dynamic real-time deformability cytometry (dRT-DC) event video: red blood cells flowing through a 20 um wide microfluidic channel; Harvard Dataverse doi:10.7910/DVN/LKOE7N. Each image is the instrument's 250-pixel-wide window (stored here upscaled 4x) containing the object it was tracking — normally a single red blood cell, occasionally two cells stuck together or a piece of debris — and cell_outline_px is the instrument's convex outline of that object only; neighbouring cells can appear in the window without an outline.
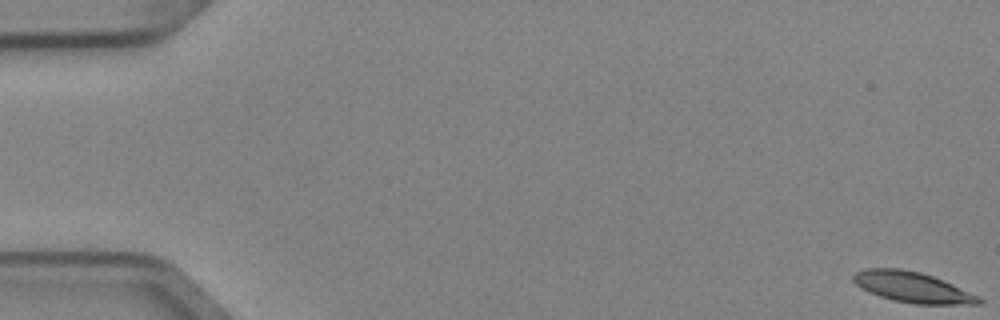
{"species": "Egyptian fruit bat (a non-hibernating species)", "species_latin": "Rousettus aegyptiacus", "temperature_condition": "cold", "stored_images_in_passage": 5, "camera_frame_rate_fps": 3000, "um_per_image_px": 0.085, "animal": {"sex": "female"}, "frame": {"image": 1, "passage_image": 1, "time_ms": 0.0, "image_size_px": [1000, 320], "cell_outline_px": [[984, 300], [980, 304], [916, 304], [892, 300], [868, 292], [856, 284], [852, 280], [852, 276], [856, 272], [864, 268], [900, 268], [920, 272], [932, 276], [952, 284], [980, 296]], "centroid_in_image_um": [77.55, 24.41], "position_along_channel_um": 7.5, "area_um2": 22.37}}
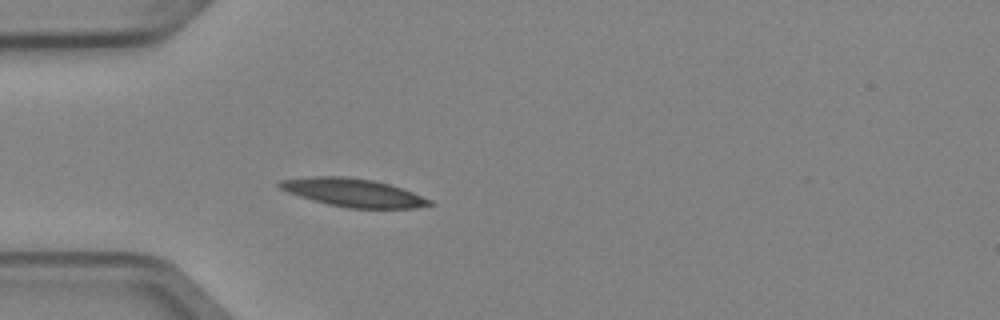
{"frame": {"image": 2, "passage_image": 5, "time_ms": 1.333, "image_size_px": [1000, 320], "cell_outline_px": [[436, 204], [416, 208], [348, 208], [328, 204], [300, 196], [288, 192], [280, 188], [276, 184], [280, 180], [312, 176], [344, 176], [372, 180], [388, 184], [412, 192], [432, 200]], "centroid_in_image_um": [30.03, 16.37], "position_along_channel_um": 55.0, "area_um2": 24.45}}